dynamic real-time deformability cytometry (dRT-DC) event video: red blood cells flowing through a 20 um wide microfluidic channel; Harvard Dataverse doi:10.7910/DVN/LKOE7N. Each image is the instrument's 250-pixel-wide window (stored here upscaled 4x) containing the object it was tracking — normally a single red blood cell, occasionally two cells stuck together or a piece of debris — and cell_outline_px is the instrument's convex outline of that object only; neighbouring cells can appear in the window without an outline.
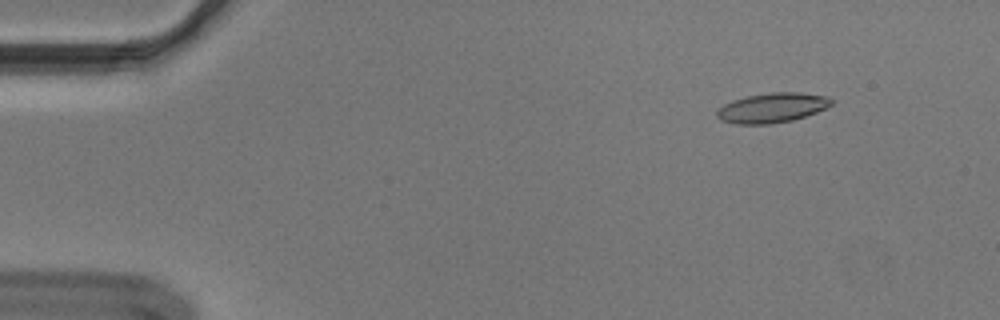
{"species": "Egyptian fruit bat (a non-hibernating species)", "species_latin": "Rousettus aegyptiacus", "temperature_condition": "cold", "stored_images_in_passage": 56, "camera_frame_rate_fps": 3000, "um_per_image_px": 0.085, "animal": {"sex": "male"}, "frame": {"image": 1, "passage_image": 7, "time_ms": 2.0, "image_size_px": [1000, 320], "cell_outline_px": [[832, 104], [828, 108], [792, 120], [772, 124], [736, 124], [720, 120], [716, 116], [716, 112], [724, 104], [732, 100], [748, 96], [768, 92], [800, 92], [828, 96], [832, 100]], "centroid_in_image_um": [65.64, 9.16], "position_along_channel_um": 19.4, "area_um2": 19.94}}
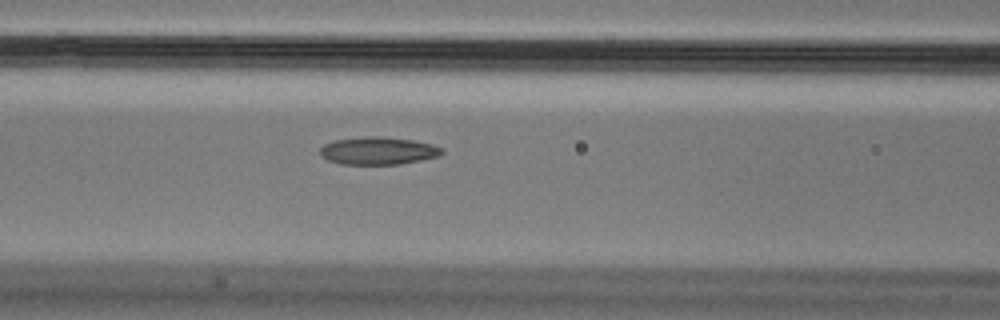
{"frame": {"image": 2, "passage_image": 24, "time_ms": 7.667, "image_size_px": [1000, 320], "cell_outline_px": [[444, 152], [436, 156], [420, 160], [400, 164], [340, 164], [328, 160], [320, 156], [320, 148], [324, 144], [336, 140], [372, 136], [380, 136], [412, 140], [432, 144], [444, 148]], "centroid_in_image_um": [32.13, 12.82], "position_along_channel_um": 134.5, "area_um2": 19.48}}
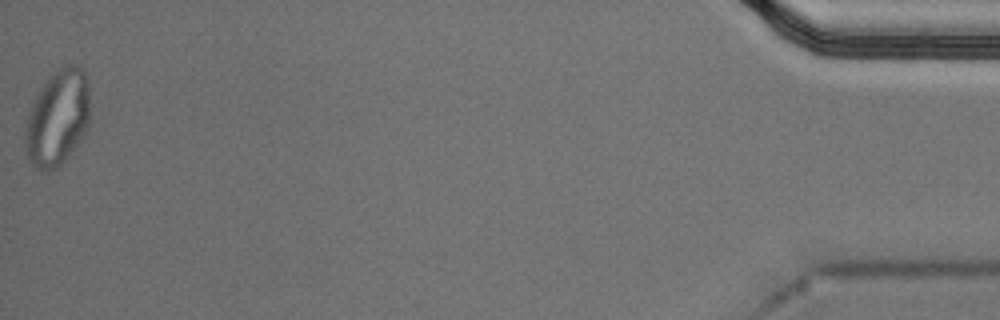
{"frame": {"image": 3, "passage_image": 56, "time_ms": 18.333, "image_size_px": [1000, 320], "cell_outline_px": [[88, 128], [84, 136], [68, 156], [56, 168], [36, 168], [28, 160], [24, 140], [28, 112], [40, 88], [48, 76], [60, 68], [68, 64], [80, 64], [84, 68], [88, 84]], "centroid_in_image_um": [4.9, 9.97], "position_along_channel_um": 430.3, "area_um2": 36.07}, "authors_computed_cell_mechanics": {"area_um2": 19.9699, "velocity_mm_per_s": 3.6326, "shape_relaxation_time_tau1_ms": null, "shape_relaxation_time_tau2_ms": 2.6652, "deformation_change_tau1": null, "deformation_change_tau2": 0.0867}}